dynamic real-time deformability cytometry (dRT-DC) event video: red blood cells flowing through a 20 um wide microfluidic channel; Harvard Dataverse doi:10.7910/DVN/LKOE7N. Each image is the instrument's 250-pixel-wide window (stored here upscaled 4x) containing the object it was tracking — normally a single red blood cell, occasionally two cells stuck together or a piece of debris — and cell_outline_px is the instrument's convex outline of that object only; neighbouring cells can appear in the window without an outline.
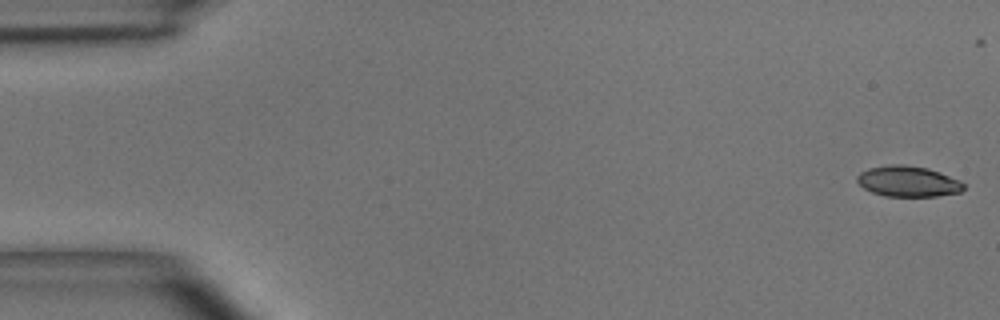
{"species": "common noctule bat (a hibernating species)", "species_latin": "Nyctalus noctula", "temperature_condition": "room temperature", "stored_images_in_passage": 41, "camera_frame_rate_fps": 3000, "um_per_image_px": 0.085, "animal": {"sex": "male", "body_mass_g": 15.6}, "frame": {"image": 1, "passage_image": 1, "time_ms": 0.0, "image_size_px": [1000, 320], "cell_outline_px": [[964, 188], [960, 192], [936, 196], [884, 196], [872, 192], [864, 188], [856, 180], [856, 176], [860, 172], [868, 168], [892, 164], [904, 164], [928, 168], [940, 172], [960, 180], [964, 184]], "centroid_in_image_um": [77.17, 15.41], "position_along_channel_um": 7.8, "area_um2": 19.13}}
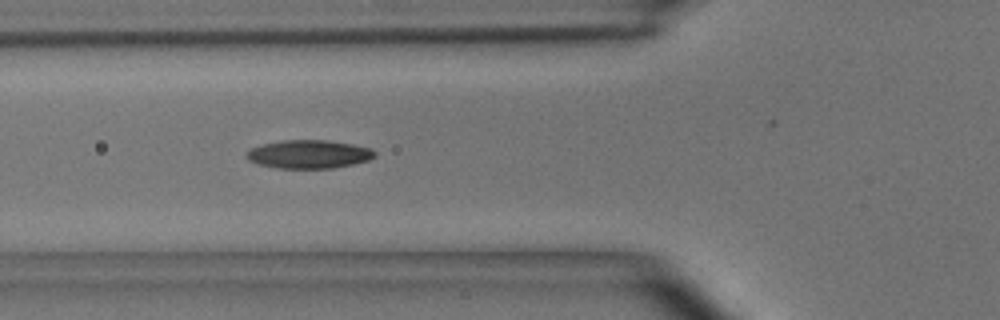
{"frame": {"image": 2, "passage_image": 18, "time_ms": 5.667, "image_size_px": [1000, 320], "cell_outline_px": [[376, 156], [368, 160], [352, 164], [332, 168], [276, 168], [260, 164], [248, 160], [244, 156], [244, 152], [252, 148], [264, 144], [284, 140], [328, 140], [352, 144], [372, 148], [376, 152]], "centroid_in_image_um": [26.25, 13.1], "position_along_channel_um": 99.5, "area_um2": 21.21}}
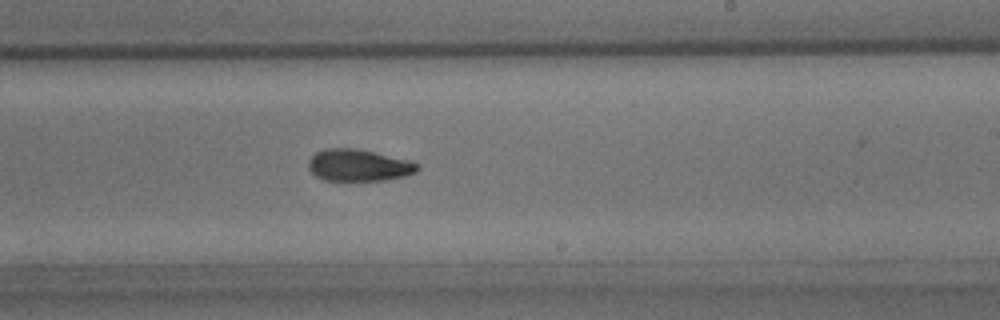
{"frame": {"image": 3, "passage_image": 30, "time_ms": 9.667, "image_size_px": [1000, 320], "cell_outline_px": [[420, 168], [416, 172], [404, 176], [384, 180], [324, 180], [316, 176], [308, 168], [308, 160], [316, 152], [324, 148], [356, 148], [408, 160], [420, 164]], "centroid_in_image_um": [30.47, 14.04], "position_along_channel_um": 258.5, "area_um2": 20.17}}